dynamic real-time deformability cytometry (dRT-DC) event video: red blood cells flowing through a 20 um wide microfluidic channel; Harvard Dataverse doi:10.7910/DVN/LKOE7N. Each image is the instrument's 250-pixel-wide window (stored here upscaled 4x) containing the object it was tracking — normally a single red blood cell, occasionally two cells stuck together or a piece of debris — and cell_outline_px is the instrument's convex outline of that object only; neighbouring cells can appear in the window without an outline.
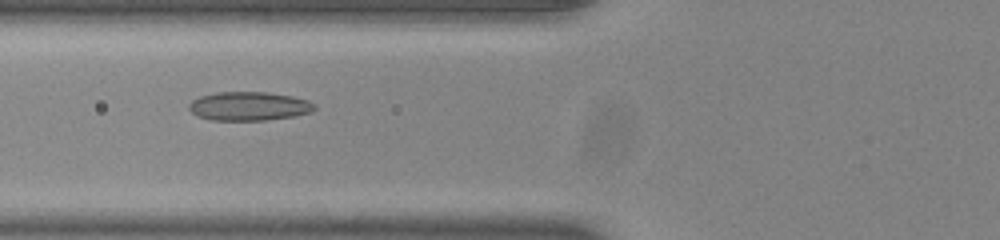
{"species": "common noctule bat (a hibernating species)", "species_latin": "Nyctalus noctula", "temperature_condition": "room temperature", "stored_images_in_passage": 41, "camera_frame_rate_fps": 3000, "um_per_image_px": 0.085, "animal": {"sex": "male", "body_mass_g": 20.0, "forearm_length_mm": 53.3}, "frame": {"image": 1, "passage_image": 11, "time_ms": 3.333, "image_size_px": [1000, 240], "cell_outline_px": [[316, 108], [312, 112], [296, 116], [264, 120], [212, 120], [196, 116], [188, 108], [188, 104], [192, 100], [200, 96], [216, 92], [268, 92], [292, 96], [308, 100], [316, 104]], "centroid_in_image_um": [21.17, 9.02], "position_along_channel_um": 104.6, "area_um2": 21.27}}
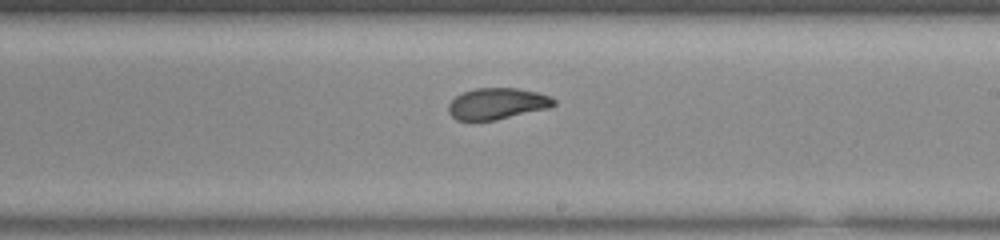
{"frame": {"image": 2, "passage_image": 22, "time_ms": 7.0, "image_size_px": [1000, 240], "cell_outline_px": [[556, 104], [548, 108], [496, 120], [456, 120], [448, 112], [448, 104], [456, 96], [464, 92], [476, 88], [516, 88], [536, 92], [552, 96], [556, 100]], "centroid_in_image_um": [42.27, 8.81], "position_along_channel_um": 246.7, "area_um2": 19.19}}
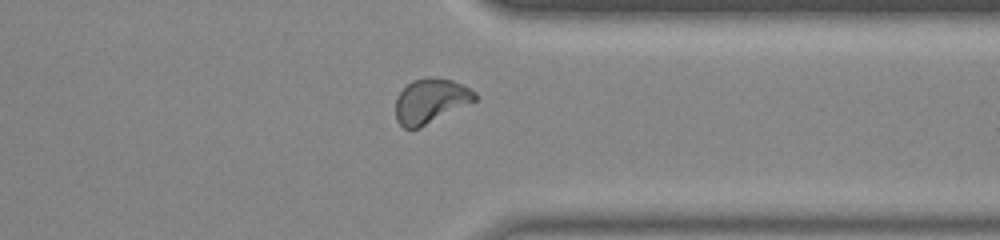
{"frame": {"image": 3, "passage_image": 32, "time_ms": 10.333, "image_size_px": [1000, 240], "cell_outline_px": [[476, 100], [420, 128], [404, 128], [396, 120], [396, 96], [412, 80], [428, 76], [432, 76], [452, 80], [476, 92]], "centroid_in_image_um": [36.58, 8.57], "position_along_channel_um": 374.8, "area_um2": 20.52}}